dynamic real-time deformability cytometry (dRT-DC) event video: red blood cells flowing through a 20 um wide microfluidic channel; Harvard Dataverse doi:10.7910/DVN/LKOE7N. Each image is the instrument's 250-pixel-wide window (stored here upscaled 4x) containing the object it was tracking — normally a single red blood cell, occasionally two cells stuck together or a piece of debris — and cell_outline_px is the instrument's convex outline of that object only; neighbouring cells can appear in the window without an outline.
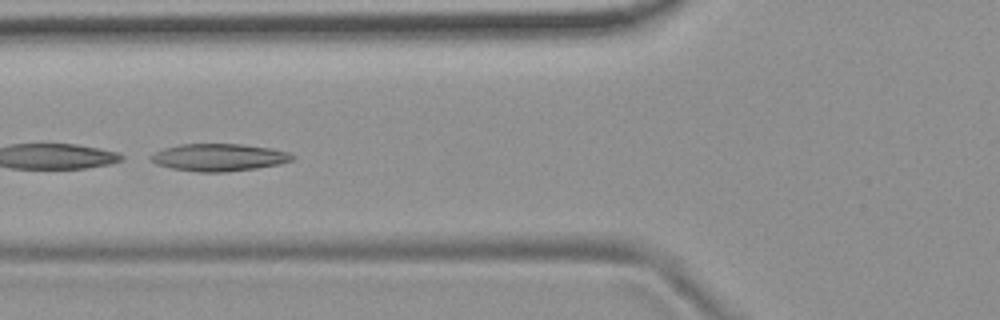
{"species": "common noctule bat (a hibernating species)", "species_latin": "Nyctalus noctula", "temperature_condition": "room temperature", "stored_images_in_passage": 33, "camera_frame_rate_fps": 3000, "um_per_image_px": 0.085, "animal": {"sex": "female", "body_mass_g": 19.9}, "frame": {"image": 1, "passage_image": 19, "time_ms": 6.0, "image_size_px": [1000, 320], "cell_outline_px": [[296, 156], [292, 160], [280, 164], [256, 168], [228, 172], [200, 172], [172, 168], [156, 164], [148, 156], [164, 148], [180, 144], [244, 144], [272, 148], [288, 152]], "centroid_in_image_um": [18.64, 13.37], "position_along_channel_um": 107.2, "area_um2": 22.6}}